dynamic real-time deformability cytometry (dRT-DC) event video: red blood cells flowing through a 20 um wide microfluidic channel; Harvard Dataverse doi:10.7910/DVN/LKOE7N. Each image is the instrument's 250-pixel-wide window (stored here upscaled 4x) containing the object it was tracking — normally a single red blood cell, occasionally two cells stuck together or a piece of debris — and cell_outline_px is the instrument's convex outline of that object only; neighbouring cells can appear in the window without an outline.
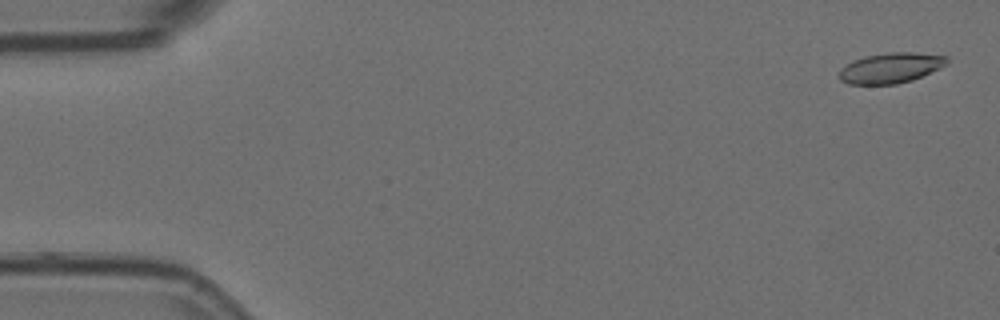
{"species": "Egyptian fruit bat (a non-hibernating species)", "species_latin": "Rousettus aegyptiacus", "temperature_condition": "room temperature", "stored_images_in_passage": 34, "camera_frame_rate_fps": 3000, "um_per_image_px": 0.085, "animal": {"sex": "female"}, "frame": {"image": 1, "passage_image": 2, "time_ms": 0.333, "image_size_px": [1000, 320], "cell_outline_px": [[948, 64], [940, 68], [912, 80], [896, 84], [848, 84], [840, 80], [840, 68], [852, 60], [864, 56], [888, 52], [912, 52], [948, 56]], "centroid_in_image_um": [75.71, 5.76], "position_along_channel_um": 9.3, "area_um2": 19.13}}
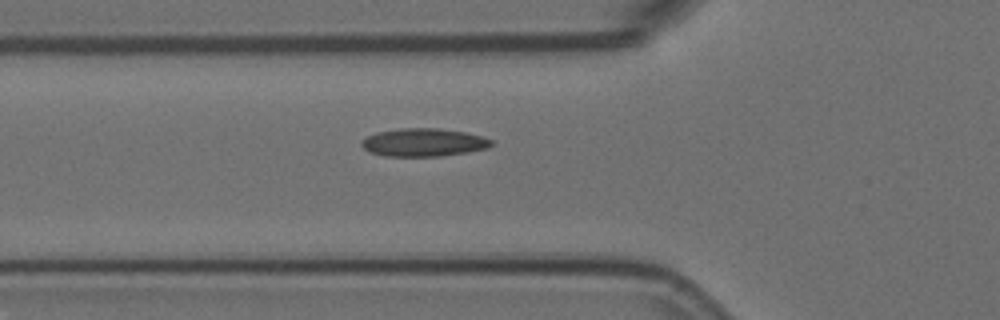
{"frame": {"image": 2, "passage_image": 20, "time_ms": 6.333, "image_size_px": [1000, 320], "cell_outline_px": [[492, 144], [488, 148], [468, 152], [440, 156], [388, 156], [368, 152], [360, 144], [360, 140], [376, 132], [400, 128], [440, 128], [464, 132], [480, 136], [492, 140]], "centroid_in_image_um": [35.97, 12.1], "position_along_channel_um": 89.8, "area_um2": 21.21}}
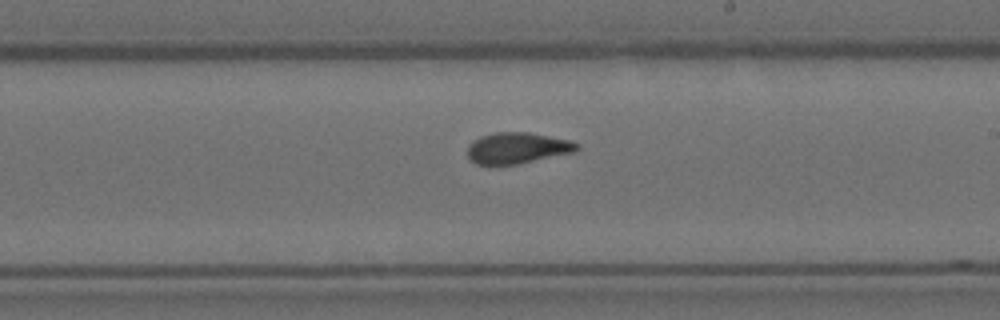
{"frame": {"image": 3, "passage_image": 33, "time_ms": 10.667, "image_size_px": [1000, 320], "cell_outline_px": [[580, 148], [576, 152], [516, 164], [476, 164], [468, 156], [468, 144], [480, 136], [496, 132], [528, 132], [572, 140], [580, 144]], "centroid_in_image_um": [44.02, 12.57], "position_along_channel_um": 245.0, "area_um2": 19.88}}